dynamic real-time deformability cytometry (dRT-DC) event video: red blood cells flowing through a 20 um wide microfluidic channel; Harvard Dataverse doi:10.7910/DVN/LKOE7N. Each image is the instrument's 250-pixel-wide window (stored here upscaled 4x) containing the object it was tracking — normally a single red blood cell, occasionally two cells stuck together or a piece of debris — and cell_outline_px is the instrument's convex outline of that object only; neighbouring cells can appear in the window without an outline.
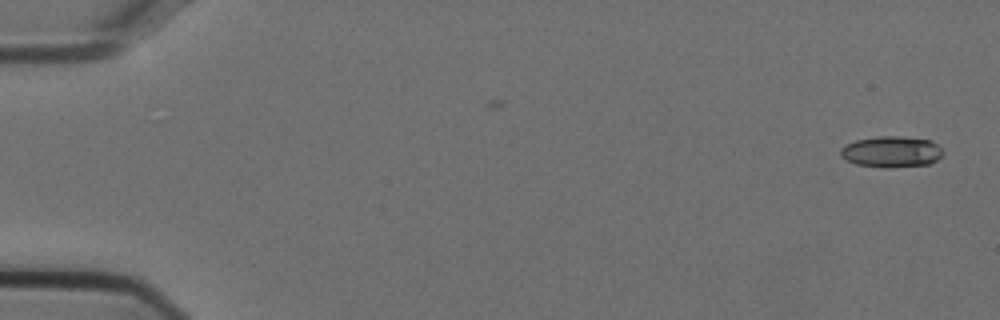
{"species": "Egyptian fruit bat (a non-hibernating species)", "species_latin": "Rousettus aegyptiacus", "temperature_condition": "cold", "stored_images_in_passage": 53, "camera_frame_rate_fps": 3000, "um_per_image_px": 0.085, "animal": {"sex": "female"}, "frame": {"image": 1, "passage_image": 1, "time_ms": 0.0, "image_size_px": [1000, 320], "cell_outline_px": [[944, 152], [936, 160], [928, 164], [856, 164], [840, 156], [840, 148], [844, 144], [856, 140], [880, 136], [900, 136], [932, 140], [944, 148]], "centroid_in_image_um": [75.79, 12.82], "position_along_channel_um": 9.2, "area_um2": 17.69}}
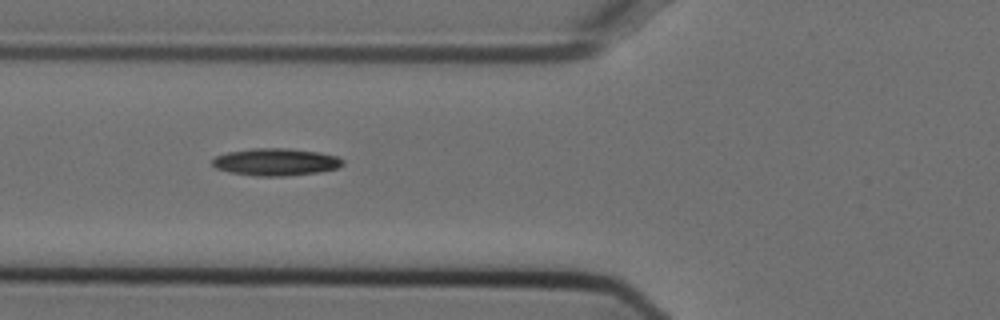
{"frame": {"image": 2, "passage_image": 20, "time_ms": 6.333, "image_size_px": [1000, 320], "cell_outline_px": [[344, 164], [336, 168], [320, 172], [284, 176], [256, 176], [228, 172], [216, 168], [212, 164], [212, 160], [216, 156], [228, 152], [252, 148], [288, 148], [320, 152], [336, 156], [344, 160]], "centroid_in_image_um": [23.44, 13.76], "position_along_channel_um": 102.4, "area_um2": 20.81}}
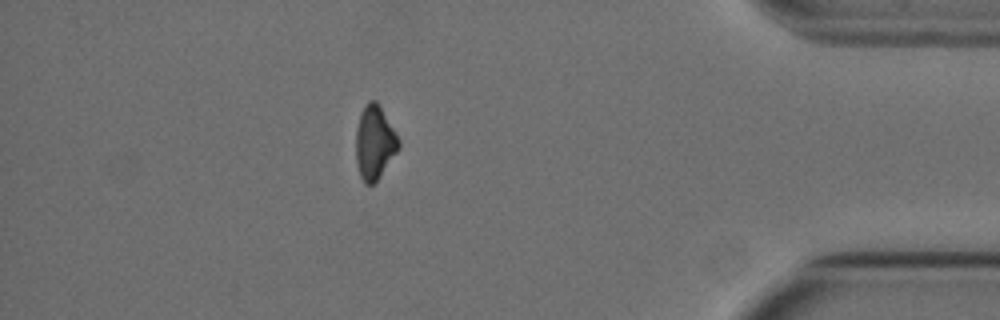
{"frame": {"image": 3, "passage_image": 47, "time_ms": 15.333, "image_size_px": [1000, 320], "cell_outline_px": [[400, 148], [380, 176], [372, 184], [364, 184], [360, 176], [356, 160], [356, 128], [360, 112], [368, 100], [376, 100], [380, 104], [400, 140]], "centroid_in_image_um": [31.84, 12.08], "position_along_channel_um": 403.4, "area_um2": 18.55}, "authors_computed_cell_mechanics": {"area_um2": 19.074, "velocity_mm_per_s": 3.768, "shape_relaxation_time_tau1_ms": 5.0928, "shape_relaxation_time_tau2_ms": null, "deformation_change_tau1": 0.146, "deformation_change_tau2": null}}